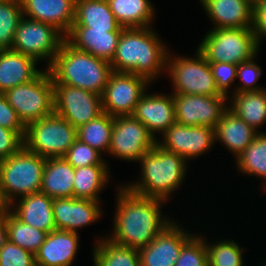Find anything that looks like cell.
<instances>
[{"instance_id":"cell-37","label":"cell","mask_w":266,"mask_h":266,"mask_svg":"<svg viewBox=\"0 0 266 266\" xmlns=\"http://www.w3.org/2000/svg\"><path fill=\"white\" fill-rule=\"evenodd\" d=\"M174 266H208L204 235L194 234L181 248Z\"/></svg>"},{"instance_id":"cell-20","label":"cell","mask_w":266,"mask_h":266,"mask_svg":"<svg viewBox=\"0 0 266 266\" xmlns=\"http://www.w3.org/2000/svg\"><path fill=\"white\" fill-rule=\"evenodd\" d=\"M24 17L55 27L64 36L75 19L76 0H20Z\"/></svg>"},{"instance_id":"cell-45","label":"cell","mask_w":266,"mask_h":266,"mask_svg":"<svg viewBox=\"0 0 266 266\" xmlns=\"http://www.w3.org/2000/svg\"><path fill=\"white\" fill-rule=\"evenodd\" d=\"M8 240V228L6 225V208L0 213V249Z\"/></svg>"},{"instance_id":"cell-7","label":"cell","mask_w":266,"mask_h":266,"mask_svg":"<svg viewBox=\"0 0 266 266\" xmlns=\"http://www.w3.org/2000/svg\"><path fill=\"white\" fill-rule=\"evenodd\" d=\"M195 56L173 55L166 57V71L171 78L173 93L186 95H223L217 88L212 69L204 55L196 49Z\"/></svg>"},{"instance_id":"cell-25","label":"cell","mask_w":266,"mask_h":266,"mask_svg":"<svg viewBox=\"0 0 266 266\" xmlns=\"http://www.w3.org/2000/svg\"><path fill=\"white\" fill-rule=\"evenodd\" d=\"M258 132L237 117L230 109L215 127V142L225 146L236 159L256 138Z\"/></svg>"},{"instance_id":"cell-22","label":"cell","mask_w":266,"mask_h":266,"mask_svg":"<svg viewBox=\"0 0 266 266\" xmlns=\"http://www.w3.org/2000/svg\"><path fill=\"white\" fill-rule=\"evenodd\" d=\"M79 234L54 230L35 253L36 266H71L79 248Z\"/></svg>"},{"instance_id":"cell-41","label":"cell","mask_w":266,"mask_h":266,"mask_svg":"<svg viewBox=\"0 0 266 266\" xmlns=\"http://www.w3.org/2000/svg\"><path fill=\"white\" fill-rule=\"evenodd\" d=\"M212 69L213 77L216 81L218 90L225 96L229 97L231 85H235L237 66L234 63H209ZM230 89V90H229ZM229 90V91H228Z\"/></svg>"},{"instance_id":"cell-35","label":"cell","mask_w":266,"mask_h":266,"mask_svg":"<svg viewBox=\"0 0 266 266\" xmlns=\"http://www.w3.org/2000/svg\"><path fill=\"white\" fill-rule=\"evenodd\" d=\"M208 253V266H245L243 260L244 247H240L233 239H220L208 242L205 239Z\"/></svg>"},{"instance_id":"cell-31","label":"cell","mask_w":266,"mask_h":266,"mask_svg":"<svg viewBox=\"0 0 266 266\" xmlns=\"http://www.w3.org/2000/svg\"><path fill=\"white\" fill-rule=\"evenodd\" d=\"M95 241L94 266H141L138 249L118 245L104 236L96 237Z\"/></svg>"},{"instance_id":"cell-11","label":"cell","mask_w":266,"mask_h":266,"mask_svg":"<svg viewBox=\"0 0 266 266\" xmlns=\"http://www.w3.org/2000/svg\"><path fill=\"white\" fill-rule=\"evenodd\" d=\"M155 137L132 115L113 117V130L108 155L129 162H138L156 145Z\"/></svg>"},{"instance_id":"cell-6","label":"cell","mask_w":266,"mask_h":266,"mask_svg":"<svg viewBox=\"0 0 266 266\" xmlns=\"http://www.w3.org/2000/svg\"><path fill=\"white\" fill-rule=\"evenodd\" d=\"M198 50L209 63L239 65L258 55L260 45L253 28H219L208 31Z\"/></svg>"},{"instance_id":"cell-18","label":"cell","mask_w":266,"mask_h":266,"mask_svg":"<svg viewBox=\"0 0 266 266\" xmlns=\"http://www.w3.org/2000/svg\"><path fill=\"white\" fill-rule=\"evenodd\" d=\"M147 92L140 98L132 116L142 122L155 139H158L157 134L162 135L176 122L173 94Z\"/></svg>"},{"instance_id":"cell-3","label":"cell","mask_w":266,"mask_h":266,"mask_svg":"<svg viewBox=\"0 0 266 266\" xmlns=\"http://www.w3.org/2000/svg\"><path fill=\"white\" fill-rule=\"evenodd\" d=\"M138 164L141 167L139 180L123 185L137 195L166 202L182 186L188 172V163L183 157L157 144L141 157Z\"/></svg>"},{"instance_id":"cell-28","label":"cell","mask_w":266,"mask_h":266,"mask_svg":"<svg viewBox=\"0 0 266 266\" xmlns=\"http://www.w3.org/2000/svg\"><path fill=\"white\" fill-rule=\"evenodd\" d=\"M71 27L91 30H123L110 10L107 0H76L75 19Z\"/></svg>"},{"instance_id":"cell-9","label":"cell","mask_w":266,"mask_h":266,"mask_svg":"<svg viewBox=\"0 0 266 266\" xmlns=\"http://www.w3.org/2000/svg\"><path fill=\"white\" fill-rule=\"evenodd\" d=\"M4 95L25 127L54 113V84L47 68L31 82L17 85Z\"/></svg>"},{"instance_id":"cell-10","label":"cell","mask_w":266,"mask_h":266,"mask_svg":"<svg viewBox=\"0 0 266 266\" xmlns=\"http://www.w3.org/2000/svg\"><path fill=\"white\" fill-rule=\"evenodd\" d=\"M64 40L65 36L55 27L23 16L17 25L11 49L39 62L48 61V68Z\"/></svg>"},{"instance_id":"cell-32","label":"cell","mask_w":266,"mask_h":266,"mask_svg":"<svg viewBox=\"0 0 266 266\" xmlns=\"http://www.w3.org/2000/svg\"><path fill=\"white\" fill-rule=\"evenodd\" d=\"M238 173L266 180V132H259L251 144L235 159Z\"/></svg>"},{"instance_id":"cell-23","label":"cell","mask_w":266,"mask_h":266,"mask_svg":"<svg viewBox=\"0 0 266 266\" xmlns=\"http://www.w3.org/2000/svg\"><path fill=\"white\" fill-rule=\"evenodd\" d=\"M52 204L53 198L39 192L17 199L7 209L24 224L49 233L56 230Z\"/></svg>"},{"instance_id":"cell-15","label":"cell","mask_w":266,"mask_h":266,"mask_svg":"<svg viewBox=\"0 0 266 266\" xmlns=\"http://www.w3.org/2000/svg\"><path fill=\"white\" fill-rule=\"evenodd\" d=\"M172 94L175 104V120L182 125L215 128L222 115L228 110L229 100L225 95Z\"/></svg>"},{"instance_id":"cell-8","label":"cell","mask_w":266,"mask_h":266,"mask_svg":"<svg viewBox=\"0 0 266 266\" xmlns=\"http://www.w3.org/2000/svg\"><path fill=\"white\" fill-rule=\"evenodd\" d=\"M77 139V128L55 112L26 127L24 146L44 158L64 157Z\"/></svg>"},{"instance_id":"cell-36","label":"cell","mask_w":266,"mask_h":266,"mask_svg":"<svg viewBox=\"0 0 266 266\" xmlns=\"http://www.w3.org/2000/svg\"><path fill=\"white\" fill-rule=\"evenodd\" d=\"M22 17L20 0L0 2V50L12 48L15 31Z\"/></svg>"},{"instance_id":"cell-5","label":"cell","mask_w":266,"mask_h":266,"mask_svg":"<svg viewBox=\"0 0 266 266\" xmlns=\"http://www.w3.org/2000/svg\"><path fill=\"white\" fill-rule=\"evenodd\" d=\"M46 158L24 145L12 156L0 160V203L7 208L17 199L39 193Z\"/></svg>"},{"instance_id":"cell-4","label":"cell","mask_w":266,"mask_h":266,"mask_svg":"<svg viewBox=\"0 0 266 266\" xmlns=\"http://www.w3.org/2000/svg\"><path fill=\"white\" fill-rule=\"evenodd\" d=\"M47 69L53 84L81 88L101 96L113 72L110 62L78 50L66 40Z\"/></svg>"},{"instance_id":"cell-14","label":"cell","mask_w":266,"mask_h":266,"mask_svg":"<svg viewBox=\"0 0 266 266\" xmlns=\"http://www.w3.org/2000/svg\"><path fill=\"white\" fill-rule=\"evenodd\" d=\"M156 140L162 149L176 153L187 162L212 150L215 145V128L186 126L175 122Z\"/></svg>"},{"instance_id":"cell-34","label":"cell","mask_w":266,"mask_h":266,"mask_svg":"<svg viewBox=\"0 0 266 266\" xmlns=\"http://www.w3.org/2000/svg\"><path fill=\"white\" fill-rule=\"evenodd\" d=\"M8 240L35 254L45 242L47 232L24 224L6 208Z\"/></svg>"},{"instance_id":"cell-1","label":"cell","mask_w":266,"mask_h":266,"mask_svg":"<svg viewBox=\"0 0 266 266\" xmlns=\"http://www.w3.org/2000/svg\"><path fill=\"white\" fill-rule=\"evenodd\" d=\"M112 242L140 249L149 245L173 219L162 215L166 201L137 195L124 185L117 188Z\"/></svg>"},{"instance_id":"cell-38","label":"cell","mask_w":266,"mask_h":266,"mask_svg":"<svg viewBox=\"0 0 266 266\" xmlns=\"http://www.w3.org/2000/svg\"><path fill=\"white\" fill-rule=\"evenodd\" d=\"M105 156H102L96 149L91 148L84 142L76 139L74 144L68 149L64 158L74 167L80 168L91 165H108Z\"/></svg>"},{"instance_id":"cell-44","label":"cell","mask_w":266,"mask_h":266,"mask_svg":"<svg viewBox=\"0 0 266 266\" xmlns=\"http://www.w3.org/2000/svg\"><path fill=\"white\" fill-rule=\"evenodd\" d=\"M253 29L261 46L263 39H266V0H254Z\"/></svg>"},{"instance_id":"cell-39","label":"cell","mask_w":266,"mask_h":266,"mask_svg":"<svg viewBox=\"0 0 266 266\" xmlns=\"http://www.w3.org/2000/svg\"><path fill=\"white\" fill-rule=\"evenodd\" d=\"M256 56L245 62H241L237 66L236 79H240L241 83L233 87V93L244 92V91H259L266 89L262 85H257L258 80L262 74V69L260 65L258 66L255 61ZM257 82V83H256Z\"/></svg>"},{"instance_id":"cell-29","label":"cell","mask_w":266,"mask_h":266,"mask_svg":"<svg viewBox=\"0 0 266 266\" xmlns=\"http://www.w3.org/2000/svg\"><path fill=\"white\" fill-rule=\"evenodd\" d=\"M117 22L124 28L152 27L155 6L150 0H107Z\"/></svg>"},{"instance_id":"cell-40","label":"cell","mask_w":266,"mask_h":266,"mask_svg":"<svg viewBox=\"0 0 266 266\" xmlns=\"http://www.w3.org/2000/svg\"><path fill=\"white\" fill-rule=\"evenodd\" d=\"M0 266H36L35 254L7 240L0 249Z\"/></svg>"},{"instance_id":"cell-27","label":"cell","mask_w":266,"mask_h":266,"mask_svg":"<svg viewBox=\"0 0 266 266\" xmlns=\"http://www.w3.org/2000/svg\"><path fill=\"white\" fill-rule=\"evenodd\" d=\"M231 95L228 97V109L258 133L265 132L260 127L266 123V89L235 92Z\"/></svg>"},{"instance_id":"cell-30","label":"cell","mask_w":266,"mask_h":266,"mask_svg":"<svg viewBox=\"0 0 266 266\" xmlns=\"http://www.w3.org/2000/svg\"><path fill=\"white\" fill-rule=\"evenodd\" d=\"M109 165H91L75 168L73 197L100 200L101 190L106 188L111 179Z\"/></svg>"},{"instance_id":"cell-46","label":"cell","mask_w":266,"mask_h":266,"mask_svg":"<svg viewBox=\"0 0 266 266\" xmlns=\"http://www.w3.org/2000/svg\"><path fill=\"white\" fill-rule=\"evenodd\" d=\"M4 209L3 205L0 203V213L2 212V210Z\"/></svg>"},{"instance_id":"cell-16","label":"cell","mask_w":266,"mask_h":266,"mask_svg":"<svg viewBox=\"0 0 266 266\" xmlns=\"http://www.w3.org/2000/svg\"><path fill=\"white\" fill-rule=\"evenodd\" d=\"M177 221L167 225L147 246L139 249L141 266H174L182 246L194 235Z\"/></svg>"},{"instance_id":"cell-47","label":"cell","mask_w":266,"mask_h":266,"mask_svg":"<svg viewBox=\"0 0 266 266\" xmlns=\"http://www.w3.org/2000/svg\"><path fill=\"white\" fill-rule=\"evenodd\" d=\"M263 263V264H262ZM260 266H266V262H262Z\"/></svg>"},{"instance_id":"cell-33","label":"cell","mask_w":266,"mask_h":266,"mask_svg":"<svg viewBox=\"0 0 266 266\" xmlns=\"http://www.w3.org/2000/svg\"><path fill=\"white\" fill-rule=\"evenodd\" d=\"M112 130L113 117L103 112L97 118L77 128V139L96 149L102 155L105 152L108 154Z\"/></svg>"},{"instance_id":"cell-17","label":"cell","mask_w":266,"mask_h":266,"mask_svg":"<svg viewBox=\"0 0 266 266\" xmlns=\"http://www.w3.org/2000/svg\"><path fill=\"white\" fill-rule=\"evenodd\" d=\"M53 215L56 230L78 233L80 228L100 220L101 202L80 198H53Z\"/></svg>"},{"instance_id":"cell-24","label":"cell","mask_w":266,"mask_h":266,"mask_svg":"<svg viewBox=\"0 0 266 266\" xmlns=\"http://www.w3.org/2000/svg\"><path fill=\"white\" fill-rule=\"evenodd\" d=\"M38 61L12 49L0 50V93L31 82L44 70L37 69Z\"/></svg>"},{"instance_id":"cell-21","label":"cell","mask_w":266,"mask_h":266,"mask_svg":"<svg viewBox=\"0 0 266 266\" xmlns=\"http://www.w3.org/2000/svg\"><path fill=\"white\" fill-rule=\"evenodd\" d=\"M122 30H91V27H71L65 40L74 48L112 62Z\"/></svg>"},{"instance_id":"cell-2","label":"cell","mask_w":266,"mask_h":266,"mask_svg":"<svg viewBox=\"0 0 266 266\" xmlns=\"http://www.w3.org/2000/svg\"><path fill=\"white\" fill-rule=\"evenodd\" d=\"M168 50L154 28H124L110 64L115 72L133 73L153 83L165 74Z\"/></svg>"},{"instance_id":"cell-19","label":"cell","mask_w":266,"mask_h":266,"mask_svg":"<svg viewBox=\"0 0 266 266\" xmlns=\"http://www.w3.org/2000/svg\"><path fill=\"white\" fill-rule=\"evenodd\" d=\"M213 23L211 29L253 28L254 0H198Z\"/></svg>"},{"instance_id":"cell-12","label":"cell","mask_w":266,"mask_h":266,"mask_svg":"<svg viewBox=\"0 0 266 266\" xmlns=\"http://www.w3.org/2000/svg\"><path fill=\"white\" fill-rule=\"evenodd\" d=\"M149 84L145 77L113 71L101 96L103 112L112 117L132 115Z\"/></svg>"},{"instance_id":"cell-13","label":"cell","mask_w":266,"mask_h":266,"mask_svg":"<svg viewBox=\"0 0 266 266\" xmlns=\"http://www.w3.org/2000/svg\"><path fill=\"white\" fill-rule=\"evenodd\" d=\"M54 112L78 128L103 113L102 97L81 88L54 84Z\"/></svg>"},{"instance_id":"cell-43","label":"cell","mask_w":266,"mask_h":266,"mask_svg":"<svg viewBox=\"0 0 266 266\" xmlns=\"http://www.w3.org/2000/svg\"><path fill=\"white\" fill-rule=\"evenodd\" d=\"M23 145V139L15 131L0 126V160L14 155Z\"/></svg>"},{"instance_id":"cell-42","label":"cell","mask_w":266,"mask_h":266,"mask_svg":"<svg viewBox=\"0 0 266 266\" xmlns=\"http://www.w3.org/2000/svg\"><path fill=\"white\" fill-rule=\"evenodd\" d=\"M0 126L15 131L24 140L26 127L9 105L4 93H0Z\"/></svg>"},{"instance_id":"cell-26","label":"cell","mask_w":266,"mask_h":266,"mask_svg":"<svg viewBox=\"0 0 266 266\" xmlns=\"http://www.w3.org/2000/svg\"><path fill=\"white\" fill-rule=\"evenodd\" d=\"M74 172L64 157L47 158L40 192L51 198L73 197Z\"/></svg>"}]
</instances>
